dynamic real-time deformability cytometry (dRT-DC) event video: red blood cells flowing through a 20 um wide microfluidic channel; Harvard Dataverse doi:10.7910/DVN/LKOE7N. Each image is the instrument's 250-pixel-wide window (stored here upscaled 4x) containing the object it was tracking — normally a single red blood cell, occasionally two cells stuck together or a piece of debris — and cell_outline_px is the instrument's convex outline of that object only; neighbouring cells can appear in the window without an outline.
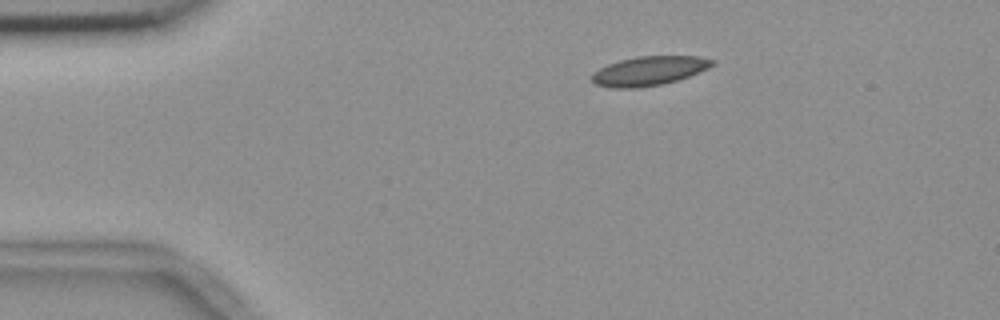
{"species": "common noctule bat (a hibernating species)", "species_latin": "Nyctalus noctula", "temperature_condition": "room temperature", "stored_images_in_passage": 46, "camera_frame_rate_fps": 3000, "um_per_image_px": 0.085, "animal": {"sex": "female", "body_mass_g": 18.4}, "frame": {"image": 1, "passage_image": 1, "time_ms": 0.0, "image_size_px": [1000, 320], "cell_outline_px": [[716, 64], [708, 68], [688, 76], [676, 80], [660, 84], [636, 88], [612, 88], [596, 84], [588, 80], [600, 68], [608, 64], [620, 60], [636, 56], [700, 56], [716, 60]], "centroid_in_image_um": [55.18, 6.01], "position_along_channel_um": 29.8, "area_um2": 20.4}}
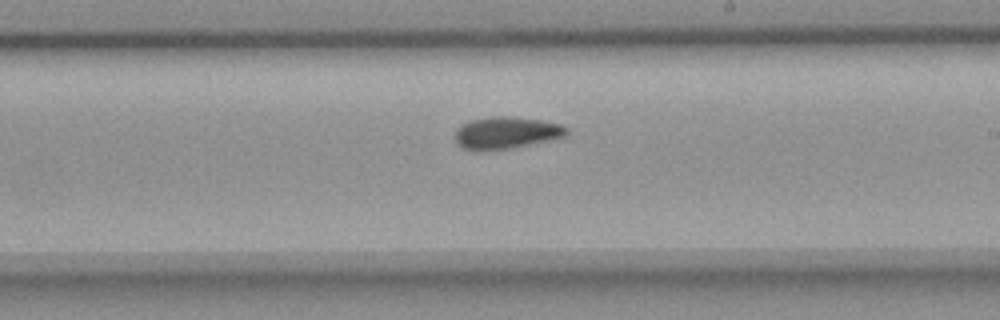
{"frame": {"image": 2, "passage_image": 23, "time_ms": 7.333, "image_size_px": [1000, 320], "cell_outline_px": [[568, 136], [508, 148], [464, 148], [456, 144], [456, 128], [460, 124], [468, 120], [492, 116], [512, 116], [540, 120], [560, 124], [568, 128]], "centroid_in_image_um": [43.04, 11.23], "position_along_channel_um": 246.0, "area_um2": 20.35}}
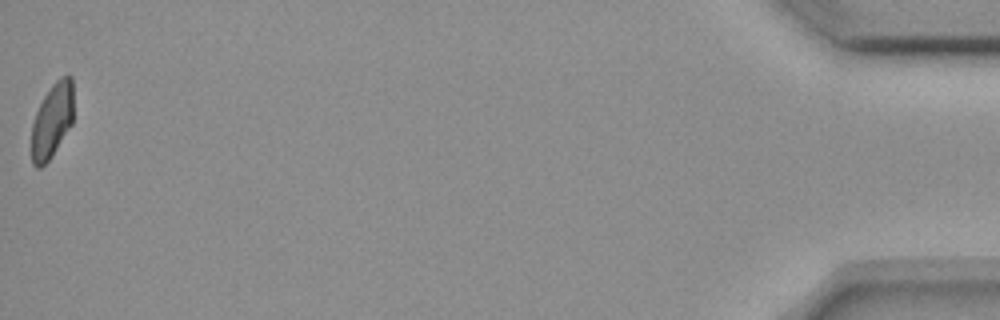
{"frame": {"image": 3, "passage_image": 46, "time_ms": 15.0, "image_size_px": [1000, 320], "cell_outline_px": [[72, 124], [52, 156], [40, 168], [36, 168], [32, 164], [32, 124], [36, 112], [44, 96], [52, 84], [60, 76], [72, 76]], "centroid_in_image_um": [4.42, 10.25], "position_along_channel_um": 430.8, "area_um2": 18.09}, "authors_computed_cell_mechanics": {"area_um2": 20.3456, "velocity_mm_per_s": 3.6765, "shape_relaxation_time_tau1_ms": null, "shape_relaxation_time_tau2_ms": 3.2737, "deformation_change_tau1": null, "deformation_change_tau2": 0.0831}}